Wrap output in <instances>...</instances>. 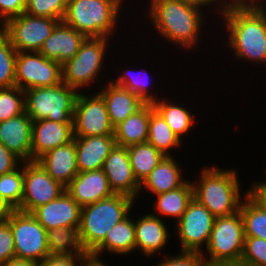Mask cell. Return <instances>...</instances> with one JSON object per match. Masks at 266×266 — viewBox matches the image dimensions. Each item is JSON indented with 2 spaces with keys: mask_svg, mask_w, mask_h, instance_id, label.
I'll use <instances>...</instances> for the list:
<instances>
[{
  "mask_svg": "<svg viewBox=\"0 0 266 266\" xmlns=\"http://www.w3.org/2000/svg\"><path fill=\"white\" fill-rule=\"evenodd\" d=\"M126 72L122 75H119V77H117V80H115V81L111 80V82H113L115 85L122 86V87L128 89L129 91L135 93L145 103H154L155 101H157L159 99L155 96V94H152L149 91L150 90L148 88V86H149L148 80L149 79L147 80L146 79L147 76L145 77V74L147 75L146 72H145V74H143L145 79H143L144 78L143 76H142V78L139 79V77H141L139 74L140 72H137L138 74L137 73L134 74V72H133L131 74L132 76L129 75L130 73H128L127 70H126ZM134 75H136V76L134 77ZM137 75H139V76H137ZM141 79H143L144 81Z\"/></svg>",
  "mask_w": 266,
  "mask_h": 266,
  "instance_id": "74e56055",
  "label": "cell"
},
{
  "mask_svg": "<svg viewBox=\"0 0 266 266\" xmlns=\"http://www.w3.org/2000/svg\"><path fill=\"white\" fill-rule=\"evenodd\" d=\"M12 258H15V245L10 224L0 220V265Z\"/></svg>",
  "mask_w": 266,
  "mask_h": 266,
  "instance_id": "ab89813d",
  "label": "cell"
},
{
  "mask_svg": "<svg viewBox=\"0 0 266 266\" xmlns=\"http://www.w3.org/2000/svg\"><path fill=\"white\" fill-rule=\"evenodd\" d=\"M0 266H38V263L34 261L20 259V258L15 257L1 264Z\"/></svg>",
  "mask_w": 266,
  "mask_h": 266,
  "instance_id": "7dc6e473",
  "label": "cell"
},
{
  "mask_svg": "<svg viewBox=\"0 0 266 266\" xmlns=\"http://www.w3.org/2000/svg\"><path fill=\"white\" fill-rule=\"evenodd\" d=\"M102 170L114 194L126 195L134 200L140 196V184L134 177L127 147L115 145Z\"/></svg>",
  "mask_w": 266,
  "mask_h": 266,
  "instance_id": "9a60e30c",
  "label": "cell"
},
{
  "mask_svg": "<svg viewBox=\"0 0 266 266\" xmlns=\"http://www.w3.org/2000/svg\"><path fill=\"white\" fill-rule=\"evenodd\" d=\"M244 224L240 211L216 217L206 246L207 266H238L244 245Z\"/></svg>",
  "mask_w": 266,
  "mask_h": 266,
  "instance_id": "52a82bcc",
  "label": "cell"
},
{
  "mask_svg": "<svg viewBox=\"0 0 266 266\" xmlns=\"http://www.w3.org/2000/svg\"><path fill=\"white\" fill-rule=\"evenodd\" d=\"M215 218L203 204L193 198L176 222L181 251L203 253L202 246L208 244Z\"/></svg>",
  "mask_w": 266,
  "mask_h": 266,
  "instance_id": "5bb4252c",
  "label": "cell"
},
{
  "mask_svg": "<svg viewBox=\"0 0 266 266\" xmlns=\"http://www.w3.org/2000/svg\"><path fill=\"white\" fill-rule=\"evenodd\" d=\"M68 0H26L25 13L63 20Z\"/></svg>",
  "mask_w": 266,
  "mask_h": 266,
  "instance_id": "8d00e7d4",
  "label": "cell"
},
{
  "mask_svg": "<svg viewBox=\"0 0 266 266\" xmlns=\"http://www.w3.org/2000/svg\"><path fill=\"white\" fill-rule=\"evenodd\" d=\"M156 196V205L154 204L156 212L159 215L173 217L178 221L187 209L189 202L193 199V186L187 179V182L181 187Z\"/></svg>",
  "mask_w": 266,
  "mask_h": 266,
  "instance_id": "83f0119b",
  "label": "cell"
},
{
  "mask_svg": "<svg viewBox=\"0 0 266 266\" xmlns=\"http://www.w3.org/2000/svg\"><path fill=\"white\" fill-rule=\"evenodd\" d=\"M177 256H168L157 266H207L204 260V254L200 252L180 251Z\"/></svg>",
  "mask_w": 266,
  "mask_h": 266,
  "instance_id": "60d3db41",
  "label": "cell"
},
{
  "mask_svg": "<svg viewBox=\"0 0 266 266\" xmlns=\"http://www.w3.org/2000/svg\"><path fill=\"white\" fill-rule=\"evenodd\" d=\"M260 1L261 0H232L231 2L227 1V3L236 6H263V4L265 5V3H263L264 1H262V3Z\"/></svg>",
  "mask_w": 266,
  "mask_h": 266,
  "instance_id": "681fc988",
  "label": "cell"
},
{
  "mask_svg": "<svg viewBox=\"0 0 266 266\" xmlns=\"http://www.w3.org/2000/svg\"><path fill=\"white\" fill-rule=\"evenodd\" d=\"M25 112V93L17 86L0 88V122Z\"/></svg>",
  "mask_w": 266,
  "mask_h": 266,
  "instance_id": "d590c367",
  "label": "cell"
},
{
  "mask_svg": "<svg viewBox=\"0 0 266 266\" xmlns=\"http://www.w3.org/2000/svg\"><path fill=\"white\" fill-rule=\"evenodd\" d=\"M148 143L152 144L164 156H169V150L180 147L181 140L173 133L167 122L154 110L150 103V119L148 128Z\"/></svg>",
  "mask_w": 266,
  "mask_h": 266,
  "instance_id": "d6a6232c",
  "label": "cell"
},
{
  "mask_svg": "<svg viewBox=\"0 0 266 266\" xmlns=\"http://www.w3.org/2000/svg\"><path fill=\"white\" fill-rule=\"evenodd\" d=\"M150 103H145L134 114L114 127L116 145L128 147L148 140Z\"/></svg>",
  "mask_w": 266,
  "mask_h": 266,
  "instance_id": "484cf974",
  "label": "cell"
},
{
  "mask_svg": "<svg viewBox=\"0 0 266 266\" xmlns=\"http://www.w3.org/2000/svg\"><path fill=\"white\" fill-rule=\"evenodd\" d=\"M37 162L64 187L79 173L74 140L66 145L51 149L42 155Z\"/></svg>",
  "mask_w": 266,
  "mask_h": 266,
  "instance_id": "603a6c76",
  "label": "cell"
},
{
  "mask_svg": "<svg viewBox=\"0 0 266 266\" xmlns=\"http://www.w3.org/2000/svg\"><path fill=\"white\" fill-rule=\"evenodd\" d=\"M65 187L54 180L37 161L23 162L22 212L30 213L36 207L58 198Z\"/></svg>",
  "mask_w": 266,
  "mask_h": 266,
  "instance_id": "4fadbf2b",
  "label": "cell"
},
{
  "mask_svg": "<svg viewBox=\"0 0 266 266\" xmlns=\"http://www.w3.org/2000/svg\"><path fill=\"white\" fill-rule=\"evenodd\" d=\"M105 251L115 255H126L135 251V226L134 220L129 215L108 231L105 239L92 253L101 256V253H105Z\"/></svg>",
  "mask_w": 266,
  "mask_h": 266,
  "instance_id": "4316f807",
  "label": "cell"
},
{
  "mask_svg": "<svg viewBox=\"0 0 266 266\" xmlns=\"http://www.w3.org/2000/svg\"><path fill=\"white\" fill-rule=\"evenodd\" d=\"M20 161L0 142V176L16 169L21 164Z\"/></svg>",
  "mask_w": 266,
  "mask_h": 266,
  "instance_id": "ee69618b",
  "label": "cell"
},
{
  "mask_svg": "<svg viewBox=\"0 0 266 266\" xmlns=\"http://www.w3.org/2000/svg\"><path fill=\"white\" fill-rule=\"evenodd\" d=\"M174 157L164 156L159 164L150 172L140 184V190L144 187L154 195L175 190L184 185L187 180L182 178L181 168ZM186 180V181H185Z\"/></svg>",
  "mask_w": 266,
  "mask_h": 266,
  "instance_id": "d4e9b609",
  "label": "cell"
},
{
  "mask_svg": "<svg viewBox=\"0 0 266 266\" xmlns=\"http://www.w3.org/2000/svg\"><path fill=\"white\" fill-rule=\"evenodd\" d=\"M170 103L166 99H158L152 103L154 110L167 122L173 133L182 140L194 125V115L181 105Z\"/></svg>",
  "mask_w": 266,
  "mask_h": 266,
  "instance_id": "f1b7e54d",
  "label": "cell"
},
{
  "mask_svg": "<svg viewBox=\"0 0 266 266\" xmlns=\"http://www.w3.org/2000/svg\"><path fill=\"white\" fill-rule=\"evenodd\" d=\"M21 166L0 176V195L13 210L20 207L23 197V162Z\"/></svg>",
  "mask_w": 266,
  "mask_h": 266,
  "instance_id": "836d02e7",
  "label": "cell"
},
{
  "mask_svg": "<svg viewBox=\"0 0 266 266\" xmlns=\"http://www.w3.org/2000/svg\"><path fill=\"white\" fill-rule=\"evenodd\" d=\"M183 1H187V2H191V3H194V4H197V5H199V6H209L210 4H219V6L218 5H216L217 6V10L219 11V13L220 12H222V10H223V8L225 7V4L227 3V1L226 0H220V2H218L219 0H183ZM217 2V3H216ZM221 3V4H220ZM221 5V6H220ZM221 7V8H220ZM220 8V9H219Z\"/></svg>",
  "mask_w": 266,
  "mask_h": 266,
  "instance_id": "c3c4849f",
  "label": "cell"
},
{
  "mask_svg": "<svg viewBox=\"0 0 266 266\" xmlns=\"http://www.w3.org/2000/svg\"><path fill=\"white\" fill-rule=\"evenodd\" d=\"M62 82V66L40 52H17L15 86L25 91L35 87H50Z\"/></svg>",
  "mask_w": 266,
  "mask_h": 266,
  "instance_id": "30bf717a",
  "label": "cell"
},
{
  "mask_svg": "<svg viewBox=\"0 0 266 266\" xmlns=\"http://www.w3.org/2000/svg\"><path fill=\"white\" fill-rule=\"evenodd\" d=\"M100 256L92 253V252H86L85 254L81 255V263L80 266H108L107 264H104Z\"/></svg>",
  "mask_w": 266,
  "mask_h": 266,
  "instance_id": "bcb514c9",
  "label": "cell"
},
{
  "mask_svg": "<svg viewBox=\"0 0 266 266\" xmlns=\"http://www.w3.org/2000/svg\"><path fill=\"white\" fill-rule=\"evenodd\" d=\"M60 21L49 17L31 16L24 12L5 23V34L17 52H39Z\"/></svg>",
  "mask_w": 266,
  "mask_h": 266,
  "instance_id": "8fae6325",
  "label": "cell"
},
{
  "mask_svg": "<svg viewBox=\"0 0 266 266\" xmlns=\"http://www.w3.org/2000/svg\"><path fill=\"white\" fill-rule=\"evenodd\" d=\"M249 193L266 208V182H256Z\"/></svg>",
  "mask_w": 266,
  "mask_h": 266,
  "instance_id": "f6af8a7d",
  "label": "cell"
},
{
  "mask_svg": "<svg viewBox=\"0 0 266 266\" xmlns=\"http://www.w3.org/2000/svg\"><path fill=\"white\" fill-rule=\"evenodd\" d=\"M164 223L163 219L153 212L134 221L135 250L149 257L164 249L169 239L167 225Z\"/></svg>",
  "mask_w": 266,
  "mask_h": 266,
  "instance_id": "44dd1931",
  "label": "cell"
},
{
  "mask_svg": "<svg viewBox=\"0 0 266 266\" xmlns=\"http://www.w3.org/2000/svg\"><path fill=\"white\" fill-rule=\"evenodd\" d=\"M17 51L11 45L9 37L0 35V88L15 86V61Z\"/></svg>",
  "mask_w": 266,
  "mask_h": 266,
  "instance_id": "e575fe53",
  "label": "cell"
},
{
  "mask_svg": "<svg viewBox=\"0 0 266 266\" xmlns=\"http://www.w3.org/2000/svg\"><path fill=\"white\" fill-rule=\"evenodd\" d=\"M0 35L5 33V23L4 21L0 18Z\"/></svg>",
  "mask_w": 266,
  "mask_h": 266,
  "instance_id": "816d5d0a",
  "label": "cell"
},
{
  "mask_svg": "<svg viewBox=\"0 0 266 266\" xmlns=\"http://www.w3.org/2000/svg\"><path fill=\"white\" fill-rule=\"evenodd\" d=\"M32 122L26 112L0 122V142L21 162L31 161Z\"/></svg>",
  "mask_w": 266,
  "mask_h": 266,
  "instance_id": "ffe728a7",
  "label": "cell"
},
{
  "mask_svg": "<svg viewBox=\"0 0 266 266\" xmlns=\"http://www.w3.org/2000/svg\"><path fill=\"white\" fill-rule=\"evenodd\" d=\"M108 37H86L78 53L62 65V82L80 91L98 77L105 62Z\"/></svg>",
  "mask_w": 266,
  "mask_h": 266,
  "instance_id": "ba28073f",
  "label": "cell"
},
{
  "mask_svg": "<svg viewBox=\"0 0 266 266\" xmlns=\"http://www.w3.org/2000/svg\"><path fill=\"white\" fill-rule=\"evenodd\" d=\"M127 149L134 177L139 184L164 158V155L148 142L133 144Z\"/></svg>",
  "mask_w": 266,
  "mask_h": 266,
  "instance_id": "4dcf8cb0",
  "label": "cell"
},
{
  "mask_svg": "<svg viewBox=\"0 0 266 266\" xmlns=\"http://www.w3.org/2000/svg\"><path fill=\"white\" fill-rule=\"evenodd\" d=\"M85 38L84 34L60 21L45 40L39 52L62 66L78 53Z\"/></svg>",
  "mask_w": 266,
  "mask_h": 266,
  "instance_id": "d6986e66",
  "label": "cell"
},
{
  "mask_svg": "<svg viewBox=\"0 0 266 266\" xmlns=\"http://www.w3.org/2000/svg\"><path fill=\"white\" fill-rule=\"evenodd\" d=\"M103 87L98 93L105 101L109 119L114 127L145 104L135 93L111 81Z\"/></svg>",
  "mask_w": 266,
  "mask_h": 266,
  "instance_id": "cb8c5ba5",
  "label": "cell"
},
{
  "mask_svg": "<svg viewBox=\"0 0 266 266\" xmlns=\"http://www.w3.org/2000/svg\"><path fill=\"white\" fill-rule=\"evenodd\" d=\"M136 200L114 194L81 208L79 235L86 252H92L116 223L125 219Z\"/></svg>",
  "mask_w": 266,
  "mask_h": 266,
  "instance_id": "277c9868",
  "label": "cell"
},
{
  "mask_svg": "<svg viewBox=\"0 0 266 266\" xmlns=\"http://www.w3.org/2000/svg\"><path fill=\"white\" fill-rule=\"evenodd\" d=\"M148 7L150 21L161 37L185 49L197 46L205 24L204 7L183 0H151Z\"/></svg>",
  "mask_w": 266,
  "mask_h": 266,
  "instance_id": "7a4b0ae2",
  "label": "cell"
},
{
  "mask_svg": "<svg viewBox=\"0 0 266 266\" xmlns=\"http://www.w3.org/2000/svg\"><path fill=\"white\" fill-rule=\"evenodd\" d=\"M79 172L100 170L116 145L114 135L74 137Z\"/></svg>",
  "mask_w": 266,
  "mask_h": 266,
  "instance_id": "7402d4cb",
  "label": "cell"
},
{
  "mask_svg": "<svg viewBox=\"0 0 266 266\" xmlns=\"http://www.w3.org/2000/svg\"><path fill=\"white\" fill-rule=\"evenodd\" d=\"M5 220L13 234L16 258L39 263L49 256L47 230L30 213L13 210Z\"/></svg>",
  "mask_w": 266,
  "mask_h": 266,
  "instance_id": "9c48e42d",
  "label": "cell"
},
{
  "mask_svg": "<svg viewBox=\"0 0 266 266\" xmlns=\"http://www.w3.org/2000/svg\"><path fill=\"white\" fill-rule=\"evenodd\" d=\"M80 263L81 255H49L38 266H80Z\"/></svg>",
  "mask_w": 266,
  "mask_h": 266,
  "instance_id": "7bdbcfd3",
  "label": "cell"
},
{
  "mask_svg": "<svg viewBox=\"0 0 266 266\" xmlns=\"http://www.w3.org/2000/svg\"><path fill=\"white\" fill-rule=\"evenodd\" d=\"M31 137V161H37L51 149L74 140L73 123L54 122L47 119L33 121Z\"/></svg>",
  "mask_w": 266,
  "mask_h": 266,
  "instance_id": "e0dca14e",
  "label": "cell"
},
{
  "mask_svg": "<svg viewBox=\"0 0 266 266\" xmlns=\"http://www.w3.org/2000/svg\"><path fill=\"white\" fill-rule=\"evenodd\" d=\"M65 190L81 208L114 195L102 169L79 172Z\"/></svg>",
  "mask_w": 266,
  "mask_h": 266,
  "instance_id": "ac0fdd59",
  "label": "cell"
},
{
  "mask_svg": "<svg viewBox=\"0 0 266 266\" xmlns=\"http://www.w3.org/2000/svg\"><path fill=\"white\" fill-rule=\"evenodd\" d=\"M30 214L47 231L53 228L79 227L81 207L65 190L58 198L36 207Z\"/></svg>",
  "mask_w": 266,
  "mask_h": 266,
  "instance_id": "2e32d148",
  "label": "cell"
},
{
  "mask_svg": "<svg viewBox=\"0 0 266 266\" xmlns=\"http://www.w3.org/2000/svg\"><path fill=\"white\" fill-rule=\"evenodd\" d=\"M25 93V112L32 121L51 120L73 123L78 91L61 82L50 87H35Z\"/></svg>",
  "mask_w": 266,
  "mask_h": 266,
  "instance_id": "8992f818",
  "label": "cell"
},
{
  "mask_svg": "<svg viewBox=\"0 0 266 266\" xmlns=\"http://www.w3.org/2000/svg\"><path fill=\"white\" fill-rule=\"evenodd\" d=\"M199 182H193V198L215 217L229 216L240 211L242 197L238 175L232 169L204 167Z\"/></svg>",
  "mask_w": 266,
  "mask_h": 266,
  "instance_id": "3957f363",
  "label": "cell"
},
{
  "mask_svg": "<svg viewBox=\"0 0 266 266\" xmlns=\"http://www.w3.org/2000/svg\"><path fill=\"white\" fill-rule=\"evenodd\" d=\"M265 8L264 5L236 6L226 3L220 13L228 29V46L239 60L266 63Z\"/></svg>",
  "mask_w": 266,
  "mask_h": 266,
  "instance_id": "6da1fadb",
  "label": "cell"
},
{
  "mask_svg": "<svg viewBox=\"0 0 266 266\" xmlns=\"http://www.w3.org/2000/svg\"><path fill=\"white\" fill-rule=\"evenodd\" d=\"M124 0H68L63 22L86 37L113 35Z\"/></svg>",
  "mask_w": 266,
  "mask_h": 266,
  "instance_id": "5b68a950",
  "label": "cell"
},
{
  "mask_svg": "<svg viewBox=\"0 0 266 266\" xmlns=\"http://www.w3.org/2000/svg\"><path fill=\"white\" fill-rule=\"evenodd\" d=\"M13 211L7 202L0 195V220H5Z\"/></svg>",
  "mask_w": 266,
  "mask_h": 266,
  "instance_id": "f907efd6",
  "label": "cell"
},
{
  "mask_svg": "<svg viewBox=\"0 0 266 266\" xmlns=\"http://www.w3.org/2000/svg\"><path fill=\"white\" fill-rule=\"evenodd\" d=\"M26 0H0V18L6 23L25 12Z\"/></svg>",
  "mask_w": 266,
  "mask_h": 266,
  "instance_id": "b9f144b4",
  "label": "cell"
},
{
  "mask_svg": "<svg viewBox=\"0 0 266 266\" xmlns=\"http://www.w3.org/2000/svg\"><path fill=\"white\" fill-rule=\"evenodd\" d=\"M73 133L74 137L114 135L105 101L98 92L93 95H85L82 91L78 93L74 105Z\"/></svg>",
  "mask_w": 266,
  "mask_h": 266,
  "instance_id": "7c38bea8",
  "label": "cell"
},
{
  "mask_svg": "<svg viewBox=\"0 0 266 266\" xmlns=\"http://www.w3.org/2000/svg\"><path fill=\"white\" fill-rule=\"evenodd\" d=\"M240 206L245 237H257L266 240V208L250 193H245Z\"/></svg>",
  "mask_w": 266,
  "mask_h": 266,
  "instance_id": "1f68e13d",
  "label": "cell"
},
{
  "mask_svg": "<svg viewBox=\"0 0 266 266\" xmlns=\"http://www.w3.org/2000/svg\"><path fill=\"white\" fill-rule=\"evenodd\" d=\"M238 266H266V240L257 237H245Z\"/></svg>",
  "mask_w": 266,
  "mask_h": 266,
  "instance_id": "f35d334b",
  "label": "cell"
},
{
  "mask_svg": "<svg viewBox=\"0 0 266 266\" xmlns=\"http://www.w3.org/2000/svg\"><path fill=\"white\" fill-rule=\"evenodd\" d=\"M49 255H82L83 248L79 227L53 228L47 231Z\"/></svg>",
  "mask_w": 266,
  "mask_h": 266,
  "instance_id": "f546056e",
  "label": "cell"
}]
</instances>
